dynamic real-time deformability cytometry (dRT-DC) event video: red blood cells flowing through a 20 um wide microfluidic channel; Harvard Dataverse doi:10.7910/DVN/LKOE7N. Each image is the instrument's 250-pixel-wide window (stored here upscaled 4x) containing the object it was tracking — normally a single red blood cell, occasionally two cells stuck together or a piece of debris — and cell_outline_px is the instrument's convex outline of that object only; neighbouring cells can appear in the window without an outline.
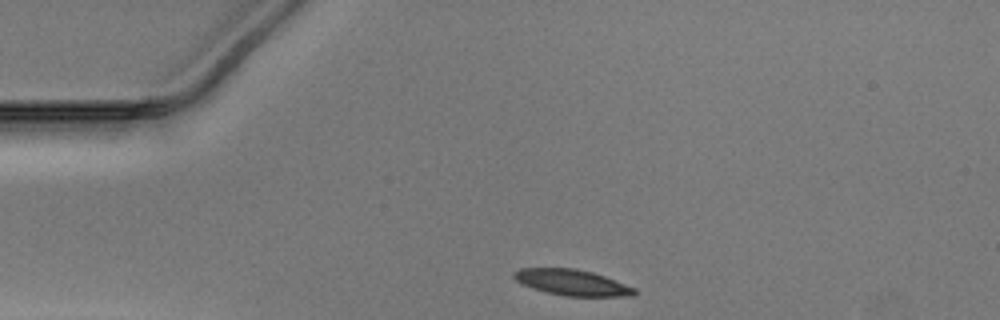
{"species": "Egyptian fruit bat (a non-hibernating species)", "species_latin": "Rousettus aegyptiacus", "temperature_condition": "warm", "stored_images_in_passage": 31, "camera_frame_rate_fps": 3000, "um_per_image_px": 0.085, "animal": {"sex": "male"}, "frame": {"image": 1, "passage_image": 1, "time_ms": 0.0, "image_size_px": [1000, 320], "cell_outline_px": [[636, 292], [632, 296], [564, 296], [544, 292], [532, 288], [516, 280], [512, 276], [512, 272], [520, 268], [576, 268], [592, 272], [604, 276], [636, 288]], "centroid_in_image_um": [48.6, 24.01], "position_along_channel_um": 36.4, "area_um2": 18.21}}
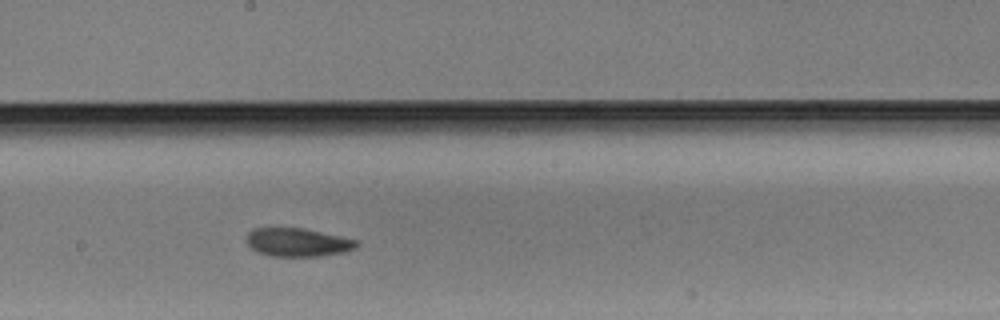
{"frame": {"image": 2, "passage_image": 18, "time_ms": 5.667, "image_size_px": [1000, 320], "cell_outline_px": [[360, 244], [356, 248], [344, 252], [316, 256], [272, 256], [256, 252], [244, 240], [244, 236], [252, 228], [304, 228], [360, 240]], "centroid_in_image_um": [25.29, 20.59], "position_along_channel_um": 222.9, "area_um2": 18.5}}
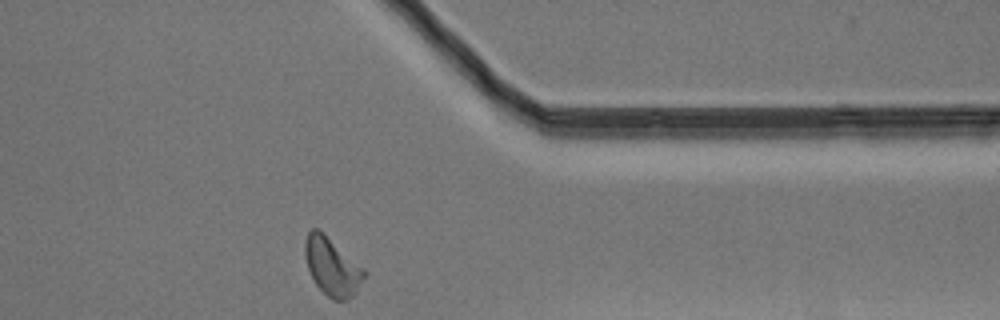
{"frame": {"image": 3, "passage_image": 31, "time_ms": 10.0, "image_size_px": [1000, 320], "cell_outline_px": [[364, 276], [356, 292], [352, 296], [344, 300], [332, 300], [316, 284], [308, 268], [304, 252], [304, 244], [308, 232], [312, 228], [320, 228], [364, 268]], "centroid_in_image_um": [28.21, 22.61], "position_along_channel_um": 383.2, "area_um2": 19.83}}